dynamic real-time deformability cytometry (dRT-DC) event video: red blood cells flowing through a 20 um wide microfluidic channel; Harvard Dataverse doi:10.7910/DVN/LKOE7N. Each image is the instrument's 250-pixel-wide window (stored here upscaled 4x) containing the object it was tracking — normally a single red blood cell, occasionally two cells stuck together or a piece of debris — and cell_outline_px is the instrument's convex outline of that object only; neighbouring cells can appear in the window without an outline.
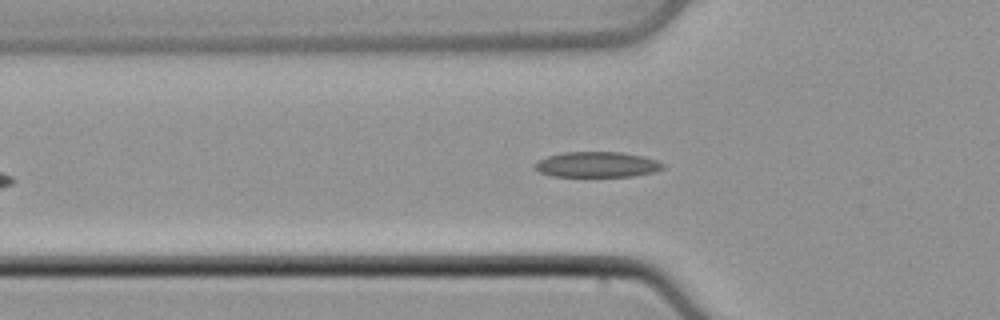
{"species": "common noctule bat (a hibernating species)", "species_latin": "Nyctalus noctula", "temperature_condition": "cold", "stored_images_in_passage": 36, "camera_frame_rate_fps": 3000, "um_per_image_px": 0.085, "animal": {"sex": "male", "body_mass_g": 21.5, "forearm_length_mm": 52.0}, "frame": {"image": 1, "passage_image": 6, "time_ms": 1.667, "image_size_px": [1000, 320], "cell_outline_px": [[664, 168], [656, 172], [632, 176], [552, 176], [540, 172], [532, 168], [532, 164], [536, 160], [548, 156], [564, 152], [620, 152], [640, 156], [656, 160], [664, 164]], "centroid_in_image_um": [50.69, 13.99], "position_along_channel_um": 75.1, "area_um2": 19.07}}
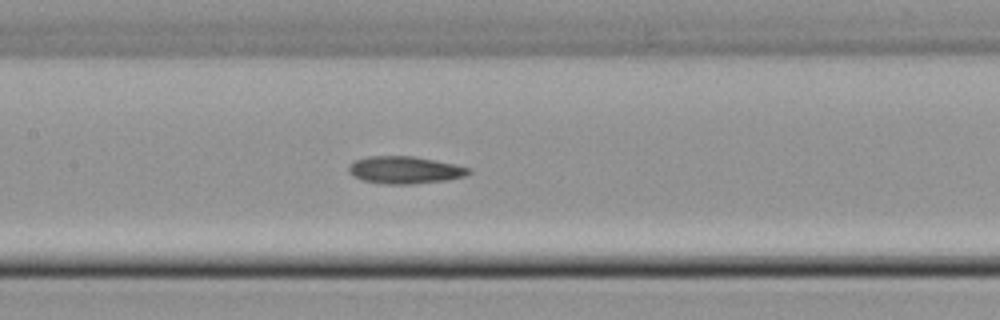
{"frame": {"image": 2, "passage_image": 13, "time_ms": 4.0, "image_size_px": [1000, 320], "cell_outline_px": [[472, 172], [464, 176], [448, 180], [412, 184], [384, 184], [364, 180], [352, 176], [348, 172], [348, 164], [352, 160], [368, 156], [412, 156], [456, 164], [472, 168]], "centroid_in_image_um": [34.39, 14.44], "position_along_channel_um": 173.0, "area_um2": 19.36}}
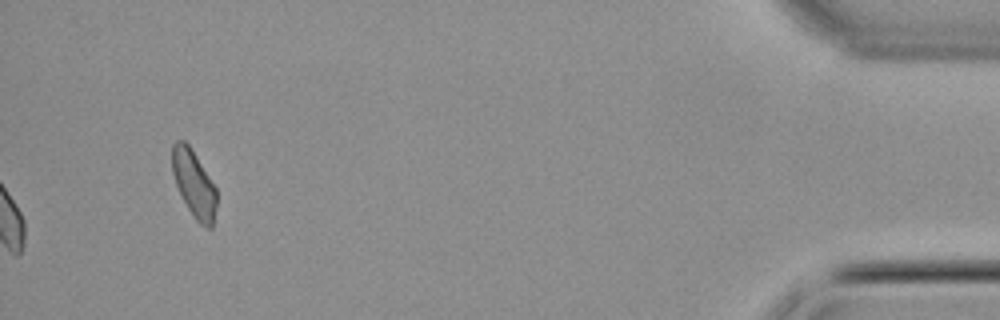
{"frame": {"image": 3, "passage_image": 36, "time_ms": 11.667, "image_size_px": [1000, 320], "cell_outline_px": [[216, 208], [212, 228], [208, 228], [200, 224], [196, 220], [188, 208], [176, 184], [172, 172], [172, 144], [176, 140], [184, 140], [188, 144], [216, 188]], "centroid_in_image_um": [16.48, 15.62], "position_along_channel_um": 418.7, "area_um2": 16.99}}